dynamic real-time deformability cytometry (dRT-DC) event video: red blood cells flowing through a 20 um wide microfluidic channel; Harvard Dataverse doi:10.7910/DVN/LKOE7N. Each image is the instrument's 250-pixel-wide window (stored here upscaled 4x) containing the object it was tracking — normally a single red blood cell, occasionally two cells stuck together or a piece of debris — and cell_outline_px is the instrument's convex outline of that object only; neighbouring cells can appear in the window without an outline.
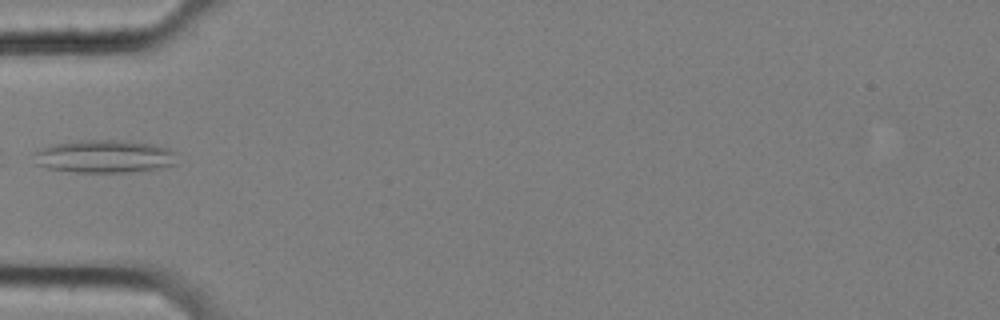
{"species": "common noctule bat (a hibernating species)", "species_latin": "Nyctalus noctula", "temperature_condition": "cold", "stored_images_in_passage": 4, "camera_frame_rate_fps": 3000, "um_per_image_px": 0.085, "animal": {"sex": "female", "body_mass_g": 25.1}, "frame": {"image": 1, "passage_image": 1, "time_ms": 0.0, "image_size_px": [1000, 320], "cell_outline_px": [[176, 164], [160, 168], [124, 172], [76, 172], [48, 168], [36, 164], [32, 152], [40, 148], [52, 144], [80, 140], [128, 140], [152, 144], [168, 148], [176, 152]], "centroid_in_image_um": [8.86, 13.28], "position_along_channel_um": 76.1, "area_um2": 27.63}}